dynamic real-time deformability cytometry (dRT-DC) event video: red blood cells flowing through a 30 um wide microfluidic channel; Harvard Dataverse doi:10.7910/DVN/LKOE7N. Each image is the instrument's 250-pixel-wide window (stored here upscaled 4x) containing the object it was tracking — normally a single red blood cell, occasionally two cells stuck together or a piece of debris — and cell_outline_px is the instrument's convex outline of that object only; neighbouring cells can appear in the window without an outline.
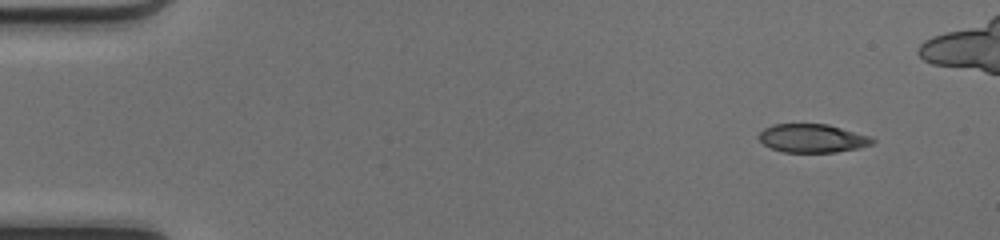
{"species": "common noctule bat (a hibernating species)", "species_latin": "Nyctalus noctula", "temperature_condition": "cold", "stored_images_in_passage": 41, "camera_frame_rate_fps": 3000, "um_per_image_px": 0.085, "animal": {"sex": "female", "body_mass_g": 17.0, "forearm_length_mm": 48.0}, "frame": {"image": 1, "passage_image": 1, "time_ms": 0.0, "image_size_px": [1000, 240], "cell_outline_px": [[876, 140], [872, 144], [860, 148], [836, 152], [784, 152], [772, 148], [764, 144], [756, 136], [764, 128], [772, 124], [828, 124], [872, 136]], "centroid_in_image_um": [69.08, 11.75], "position_along_channel_um": 15.9, "area_um2": 19.02}}
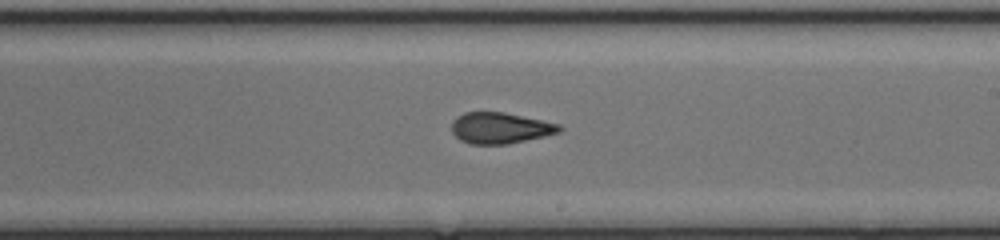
{"frame": {"image": 2, "passage_image": 26, "time_ms": 8.333, "image_size_px": [1000, 240], "cell_outline_px": [[564, 128], [560, 132], [544, 136], [508, 144], [468, 144], [460, 140], [452, 132], [452, 120], [456, 116], [464, 112], [504, 112], [560, 124]], "centroid_in_image_um": [42.5, 10.88], "position_along_channel_um": 246.5, "area_um2": 19.59}}
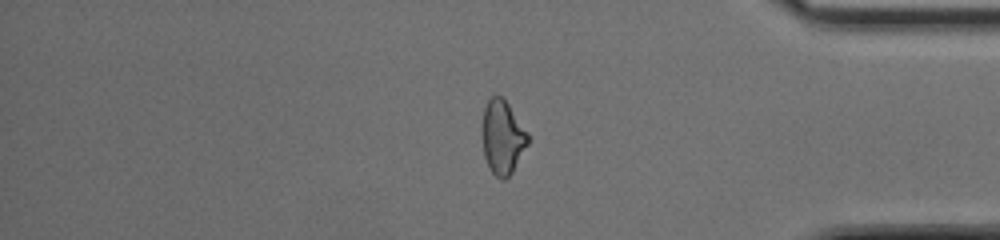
{"frame": {"image": 3, "passage_image": 38, "time_ms": 12.333, "image_size_px": [1000, 240], "cell_outline_px": [[528, 144], [512, 172], [504, 180], [500, 180], [492, 172], [484, 156], [480, 128], [484, 108], [488, 100], [492, 96], [504, 96], [528, 132]], "centroid_in_image_um": [42.69, 11.63], "position_along_channel_um": 392.5, "area_um2": 20.06}}